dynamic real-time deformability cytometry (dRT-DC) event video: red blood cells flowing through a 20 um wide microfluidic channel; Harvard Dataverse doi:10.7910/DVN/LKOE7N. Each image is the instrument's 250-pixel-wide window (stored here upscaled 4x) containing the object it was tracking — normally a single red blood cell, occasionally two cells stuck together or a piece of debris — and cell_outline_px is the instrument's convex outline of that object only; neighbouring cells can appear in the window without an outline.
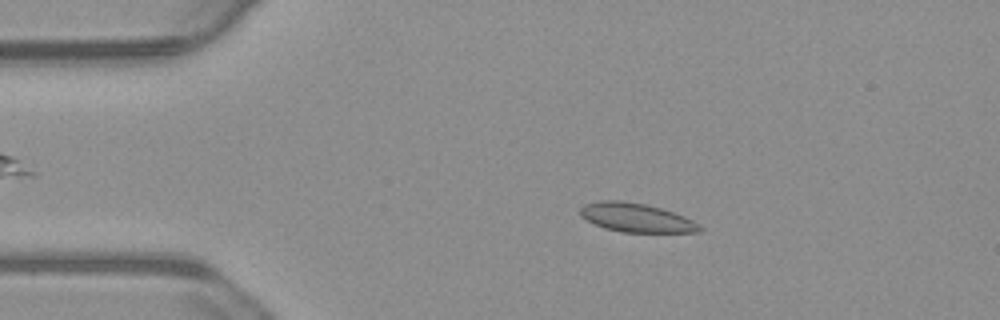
{"species": "common noctule bat (a hibernating species)", "species_latin": "Nyctalus noctula", "temperature_condition": "warm", "stored_images_in_passage": 42, "camera_frame_rate_fps": 3000, "um_per_image_px": 0.085, "animal": {"sex": "male", "body_mass_g": 23.1, "forearm_length_mm": 52.7}, "frame": {"image": 1, "passage_image": 10, "time_ms": 3.0, "image_size_px": [1000, 320], "cell_outline_px": [[704, 228], [700, 232], [620, 232], [604, 228], [580, 216], [580, 208], [584, 204], [600, 200], [620, 200], [648, 204], [684, 216], [700, 224]], "centroid_in_image_um": [54.09, 18.5], "position_along_channel_um": 30.9, "area_um2": 20.17}}
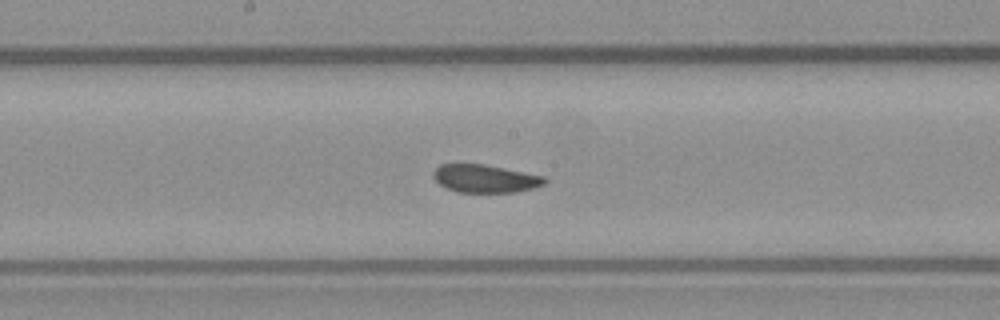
{"frame": {"image": 2, "passage_image": 28, "time_ms": 9.0, "image_size_px": [1000, 320], "cell_outline_px": [[548, 180], [544, 184], [532, 188], [516, 192], [460, 192], [448, 188], [440, 184], [432, 176], [432, 172], [440, 164], [484, 164], [544, 176]], "centroid_in_image_um": [41.23, 15.17], "position_along_channel_um": 207.0, "area_um2": 17.98}}
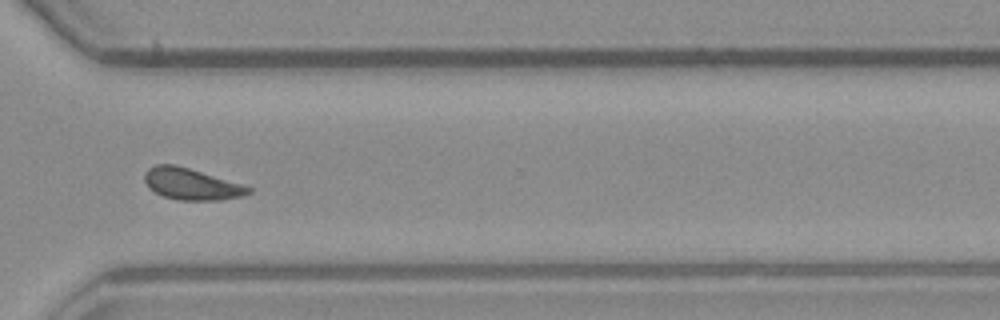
{"frame": {"image": 3, "passage_image": 40, "time_ms": 13.0, "image_size_px": [1000, 320], "cell_outline_px": [[252, 192], [244, 196], [220, 200], [180, 200], [164, 196], [148, 188], [144, 180], [144, 172], [148, 168], [156, 164], [176, 164], [240, 184], [252, 188]], "centroid_in_image_um": [16.23, 15.64], "position_along_channel_um": 354.4, "area_um2": 18.96}, "authors_computed_cell_mechanics": {"area_um2": 19.4497, "velocity_mm_per_s": 3.6863, "shape_relaxation_time_tau1_ms": null, "shape_relaxation_time_tau2_ms": 1.1442, "deformation_change_tau1": null, "deformation_change_tau2": 0.0451}}